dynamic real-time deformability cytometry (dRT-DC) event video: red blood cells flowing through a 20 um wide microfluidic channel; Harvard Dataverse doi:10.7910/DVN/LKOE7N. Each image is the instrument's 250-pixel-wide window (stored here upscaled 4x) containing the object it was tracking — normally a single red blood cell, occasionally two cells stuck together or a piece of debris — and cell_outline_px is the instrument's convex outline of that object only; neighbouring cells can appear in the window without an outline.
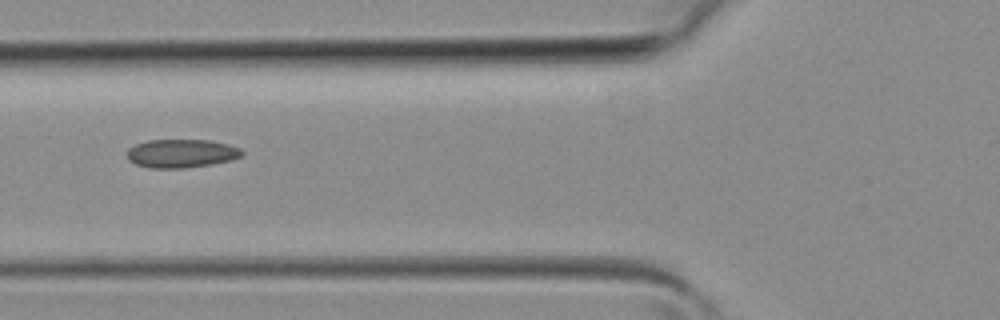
{"species": "common noctule bat (a hibernating species)", "species_latin": "Nyctalus noctula", "temperature_condition": "room temperature", "stored_images_in_passage": 3, "camera_frame_rate_fps": 3000, "um_per_image_px": 0.085, "animal": {"sex": "female", "body_mass_g": 19.3, "forearm_length_mm": 54.1}, "frame": {"image": 1, "passage_image": 3, "time_ms": 0.667, "image_size_px": [1000, 320], "cell_outline_px": [[244, 156], [232, 160], [212, 164], [184, 168], [152, 168], [136, 164], [128, 160], [128, 148], [136, 144], [148, 140], [208, 140], [228, 144], [240, 148], [244, 152]], "centroid_in_image_um": [15.45, 13.04], "position_along_channel_um": 110.3, "area_um2": 19.13}}